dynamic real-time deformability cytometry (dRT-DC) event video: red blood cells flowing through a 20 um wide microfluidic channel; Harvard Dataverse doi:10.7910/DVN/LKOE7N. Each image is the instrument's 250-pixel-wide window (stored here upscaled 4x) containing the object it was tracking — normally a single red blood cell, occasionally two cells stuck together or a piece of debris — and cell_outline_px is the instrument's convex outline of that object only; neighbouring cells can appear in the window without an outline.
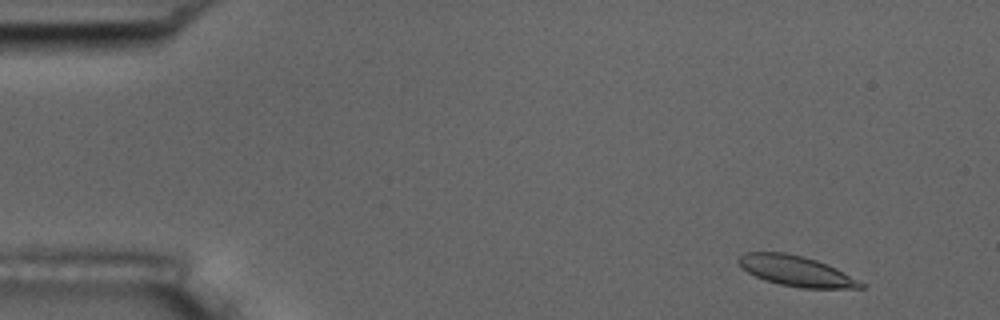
{"species": "common noctule bat (a hibernating species)", "species_latin": "Nyctalus noctula", "temperature_condition": "room temperature", "stored_images_in_passage": 5, "camera_frame_rate_fps": 3000, "um_per_image_px": 0.085, "animal": {"sex": "male", "body_mass_g": 17.5, "forearm_length_mm": 52.3}, "frame": {"image": 1, "passage_image": 1, "time_ms": 0.0, "image_size_px": [1000, 320], "cell_outline_px": [[868, 284], [864, 288], [800, 288], [780, 284], [764, 280], [748, 272], [736, 260], [744, 252], [784, 252], [804, 256], [828, 264]], "centroid_in_image_um": [67.72, 23.03], "position_along_channel_um": 17.3, "area_um2": 21.73}}
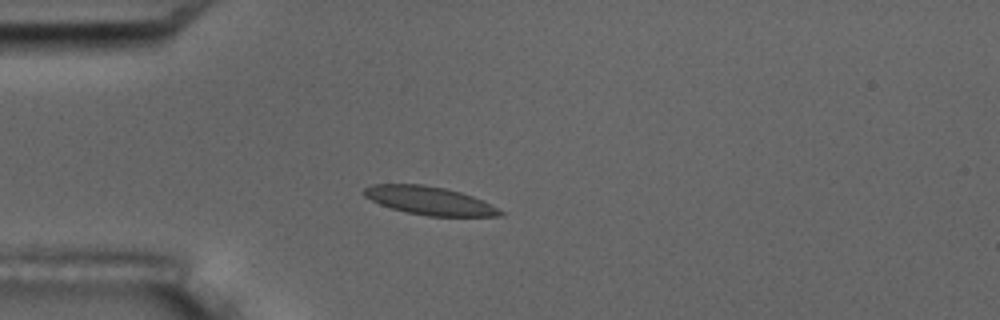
{"frame": {"image": 2, "passage_image": 3, "time_ms": 3.333, "image_size_px": [1000, 320], "cell_outline_px": [[504, 216], [428, 216], [408, 212], [392, 208], [380, 204], [364, 196], [364, 188], [372, 184], [424, 184], [444, 188], [460, 192], [472, 196], [504, 212]], "centroid_in_image_um": [36.48, 17.05], "position_along_channel_um": 48.5, "area_um2": 22.08}}